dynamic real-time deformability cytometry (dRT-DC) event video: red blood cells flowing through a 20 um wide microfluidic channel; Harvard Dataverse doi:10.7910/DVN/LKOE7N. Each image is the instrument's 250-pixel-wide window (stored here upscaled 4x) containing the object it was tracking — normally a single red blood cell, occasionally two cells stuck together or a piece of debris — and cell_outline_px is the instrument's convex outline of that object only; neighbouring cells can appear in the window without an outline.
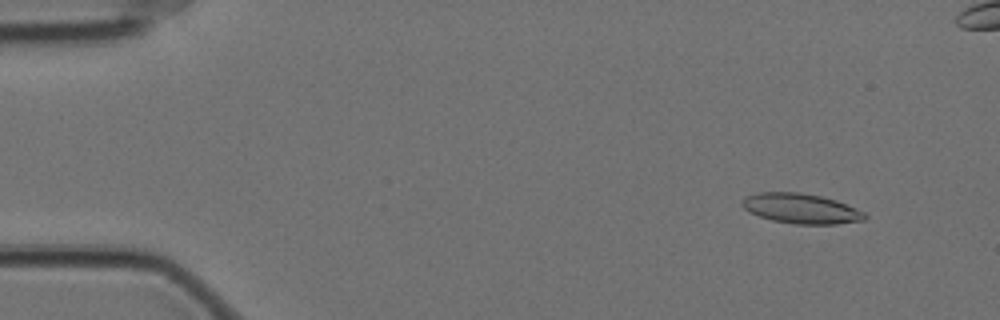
{"species": "Egyptian fruit bat (a non-hibernating species)", "species_latin": "Rousettus aegyptiacus", "temperature_condition": "cold", "stored_images_in_passage": 59, "camera_frame_rate_fps": 3000, "um_per_image_px": 0.085, "animal": {"sex": "female"}, "frame": {"image": 1, "passage_image": 6, "time_ms": 1.667, "image_size_px": [1000, 320], "cell_outline_px": [[868, 216], [864, 220], [836, 224], [796, 224], [772, 220], [748, 212], [740, 204], [744, 196], [760, 192], [800, 192], [820, 196], [836, 200], [856, 208], [864, 212]], "centroid_in_image_um": [68.07, 17.72], "position_along_channel_um": 16.9, "area_um2": 21.5}}
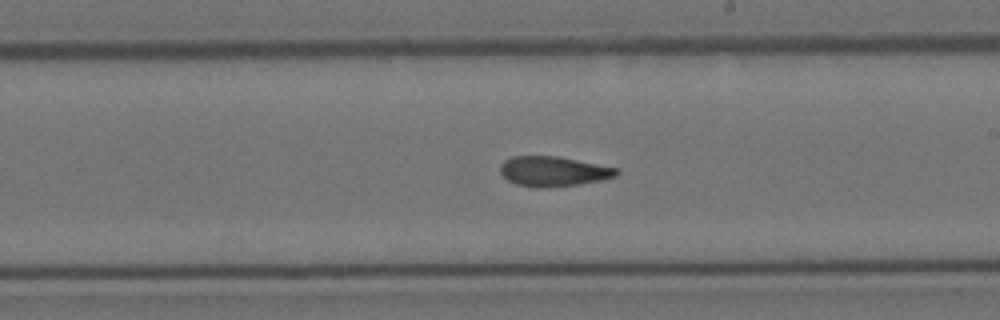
{"frame": {"image": 2, "passage_image": 34, "time_ms": 11.0, "image_size_px": [1000, 320], "cell_outline_px": [[620, 172], [616, 176], [600, 180], [580, 184], [544, 188], [536, 188], [516, 184], [508, 180], [500, 172], [500, 164], [504, 160], [512, 156], [556, 156], [616, 168]], "centroid_in_image_um": [46.99, 14.57], "position_along_channel_um": 242.0, "area_um2": 20.17}}
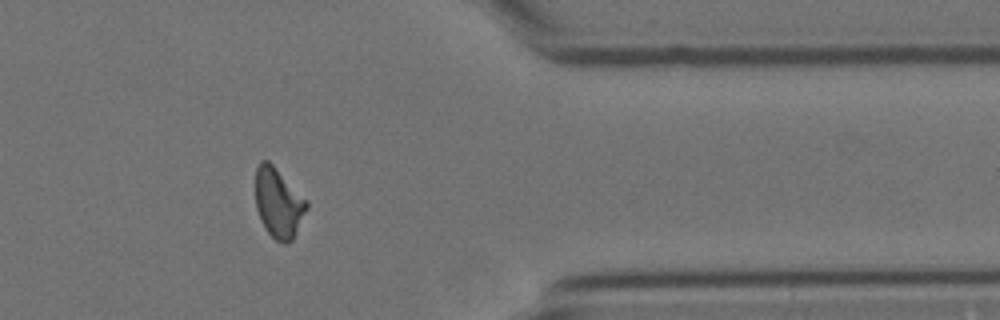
{"frame": {"image": 3, "passage_image": 48, "time_ms": 15.667, "image_size_px": [1000, 320], "cell_outline_px": [[308, 208], [292, 240], [284, 244], [276, 240], [268, 232], [260, 220], [256, 208], [256, 168], [260, 160], [268, 160], [308, 200]], "centroid_in_image_um": [23.67, 17.24], "position_along_channel_um": 387.7, "area_um2": 20.75}, "authors_computed_cell_mechanics": {"area_um2": 20.7502, "velocity_mm_per_s": 3.4985, "shape_relaxation_time_tau1_ms": null, "shape_relaxation_time_tau2_ms": 2.4553, "deformation_change_tau1": null, "deformation_change_tau2": 0.0984}}